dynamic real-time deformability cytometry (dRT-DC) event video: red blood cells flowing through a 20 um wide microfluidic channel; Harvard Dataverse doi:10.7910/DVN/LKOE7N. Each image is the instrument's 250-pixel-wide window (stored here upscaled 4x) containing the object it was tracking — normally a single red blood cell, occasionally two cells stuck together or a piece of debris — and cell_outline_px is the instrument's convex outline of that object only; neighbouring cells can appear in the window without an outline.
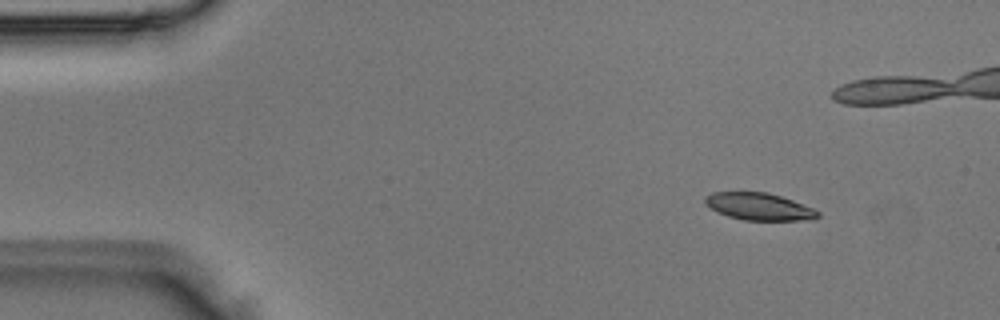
{"species": "Egyptian fruit bat (a non-hibernating species)", "species_latin": "Rousettus aegyptiacus", "temperature_condition": "room temperature", "stored_images_in_passage": 7, "camera_frame_rate_fps": 3000, "um_per_image_px": 0.085, "animal": {"sex": "male"}, "frame": {"image": 1, "passage_image": 2, "time_ms": 0.333, "image_size_px": [1000, 320], "cell_outline_px": [[820, 216], [816, 220], [744, 220], [728, 216], [716, 212], [704, 204], [704, 196], [712, 192], [768, 192], [792, 200], [812, 208], [820, 212]], "centroid_in_image_um": [64.5, 17.56], "position_along_channel_um": 20.5, "area_um2": 18.03}}
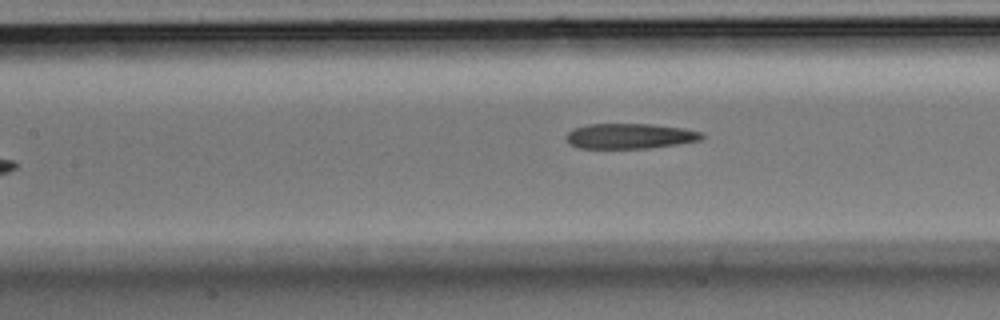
{"frame": {"image": 2, "passage_image": 7, "time_ms": 2.0, "image_size_px": [1000, 320], "cell_outline_px": [[704, 136], [700, 140], [676, 144], [648, 148], [580, 148], [568, 144], [564, 136], [572, 128], [588, 124], [652, 124], [684, 128], [700, 132]], "centroid_in_image_um": [53.47, 11.56], "position_along_channel_um": 153.9, "area_um2": 20.0}}